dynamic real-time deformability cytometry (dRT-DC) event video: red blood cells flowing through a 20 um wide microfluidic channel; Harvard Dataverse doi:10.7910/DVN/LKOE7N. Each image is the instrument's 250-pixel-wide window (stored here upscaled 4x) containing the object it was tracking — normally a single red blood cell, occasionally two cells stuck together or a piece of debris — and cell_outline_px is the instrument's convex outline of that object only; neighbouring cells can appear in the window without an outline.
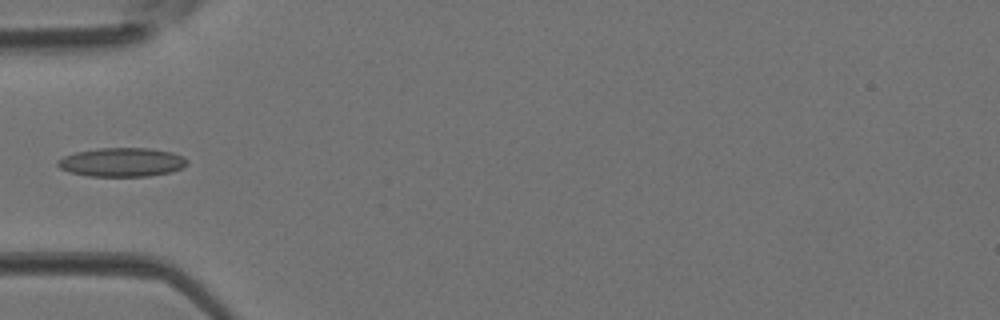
{"species": "Egyptian fruit bat (a non-hibernating species)", "species_latin": "Rousettus aegyptiacus", "temperature_condition": "room temperature", "stored_images_in_passage": 3, "camera_frame_rate_fps": 3000, "um_per_image_px": 0.085, "animal": {"sex": "female"}, "frame": {"image": 1, "passage_image": 3, "time_ms": 0.667, "image_size_px": [1000, 320], "cell_outline_px": [[188, 164], [184, 168], [172, 172], [148, 176], [88, 176], [68, 172], [60, 168], [56, 164], [56, 160], [64, 156], [76, 152], [96, 148], [148, 148], [172, 152], [184, 156], [188, 160]], "centroid_in_image_um": [10.38, 13.79], "position_along_channel_um": 74.6, "area_um2": 22.08}}